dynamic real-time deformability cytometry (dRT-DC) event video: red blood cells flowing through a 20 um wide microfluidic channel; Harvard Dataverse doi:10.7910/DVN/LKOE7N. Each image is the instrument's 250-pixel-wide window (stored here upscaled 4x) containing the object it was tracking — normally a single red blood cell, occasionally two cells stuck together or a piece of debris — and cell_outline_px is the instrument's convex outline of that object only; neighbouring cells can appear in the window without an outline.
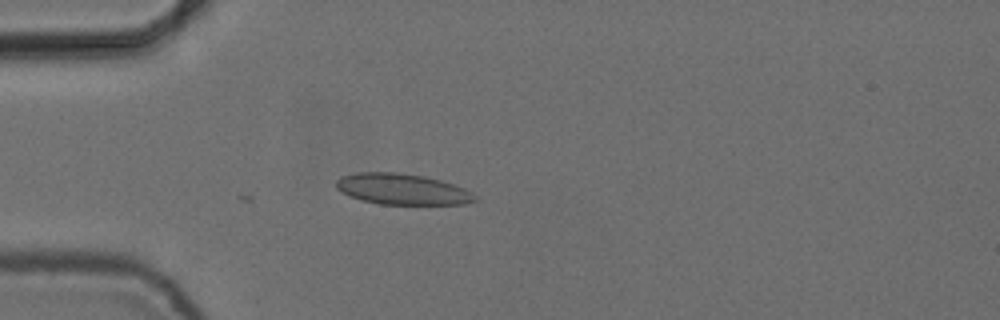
{"species": "common noctule bat (a hibernating species)", "species_latin": "Nyctalus noctula", "temperature_condition": "cold", "stored_images_in_passage": 5, "camera_frame_rate_fps": 3000, "um_per_image_px": 0.085, "animal": {"sex": "female", "body_mass_g": 24.6, "forearm_length_mm": 56.2}, "frame": {"image": 1, "passage_image": 4, "time_ms": 1.0, "image_size_px": [1000, 320], "cell_outline_px": [[480, 200], [468, 204], [380, 204], [360, 200], [348, 196], [336, 188], [336, 180], [340, 176], [356, 172], [396, 172], [424, 176], [440, 180], [464, 188], [472, 192]], "centroid_in_image_um": [34.19, 16.08], "position_along_channel_um": 50.8, "area_um2": 25.26}}